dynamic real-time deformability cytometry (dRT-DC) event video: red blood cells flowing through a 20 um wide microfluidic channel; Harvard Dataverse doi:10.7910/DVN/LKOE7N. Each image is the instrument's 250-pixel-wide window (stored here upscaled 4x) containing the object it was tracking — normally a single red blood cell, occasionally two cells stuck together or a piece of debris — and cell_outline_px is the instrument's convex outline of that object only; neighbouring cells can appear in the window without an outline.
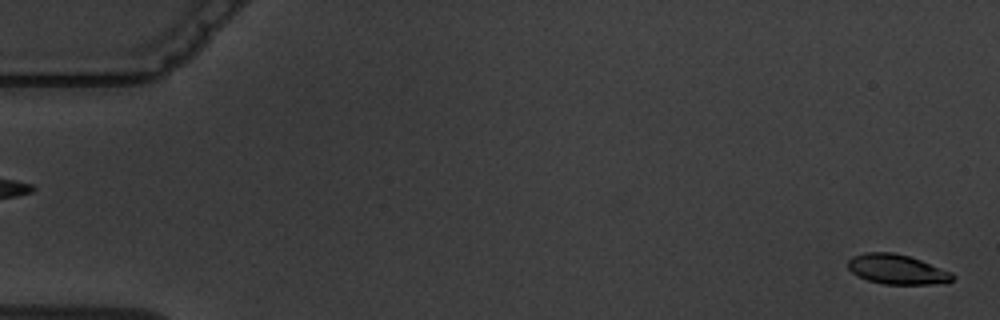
{"species": "common noctule bat (a hibernating species)", "species_latin": "Nyctalus noctula", "temperature_condition": "warm", "stored_images_in_passage": 6, "camera_frame_rate_fps": 3000, "um_per_image_px": 0.085, "animal": {"sex": "male", "body_mass_g": 19.5, "forearm_length_mm": 54.6}, "frame": {"image": 1, "passage_image": 1, "time_ms": 0.0, "image_size_px": [1000, 320], "cell_outline_px": [[956, 276], [948, 284], [884, 284], [868, 280], [856, 276], [848, 268], [848, 260], [852, 256], [864, 252], [892, 252], [908, 256], [920, 260], [952, 272]], "centroid_in_image_um": [76.26, 22.9], "position_along_channel_um": 8.7, "area_um2": 18.32}}
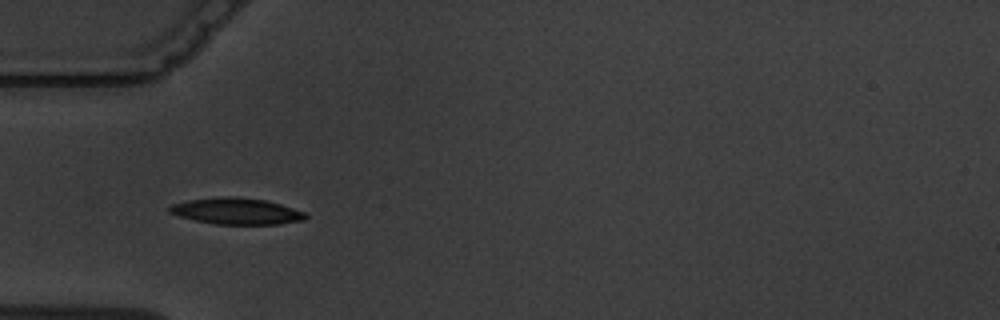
{"frame": {"image": 2, "passage_image": 6, "time_ms": 5.667, "image_size_px": [1000, 320], "cell_outline_px": [[308, 216], [304, 220], [276, 224], [216, 224], [196, 220], [180, 216], [168, 212], [168, 208], [172, 204], [188, 200], [220, 196], [236, 196], [264, 200], [280, 204], [304, 212]], "centroid_in_image_um": [20.08, 17.94], "position_along_channel_um": 64.9, "area_um2": 20.75}}